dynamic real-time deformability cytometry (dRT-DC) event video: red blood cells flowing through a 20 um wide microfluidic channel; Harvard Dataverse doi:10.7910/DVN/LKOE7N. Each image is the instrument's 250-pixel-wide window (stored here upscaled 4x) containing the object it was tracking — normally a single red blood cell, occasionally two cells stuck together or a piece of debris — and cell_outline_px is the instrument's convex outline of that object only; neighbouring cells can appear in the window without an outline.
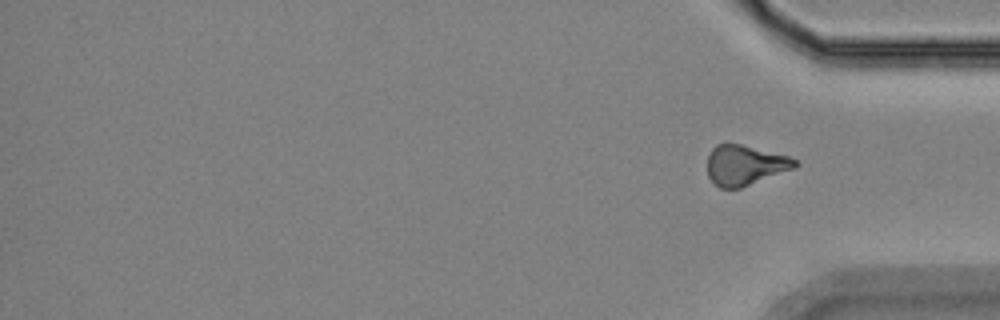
{"species": "Egyptian fruit bat (a non-hibernating species)", "species_latin": "Rousettus aegyptiacus", "temperature_condition": "room temperature", "stored_images_in_passage": 13, "segment_of_instrument_passage": [2, 2], "camera_frame_rate_fps": 3000, "um_per_image_px": 0.085, "animal": {"sex": "female"}, "frame": {"image": 1, "passage_image": 13, "time_ms": 13.667, "image_size_px": [1000, 320], "cell_outline_px": [[800, 164], [796, 168], [740, 188], [720, 188], [708, 176], [708, 156], [712, 148], [716, 144], [728, 140], [788, 156], [796, 160]], "centroid_in_image_um": [63.32, 13.99], "position_along_channel_um": 371.9, "area_um2": 20.87}}